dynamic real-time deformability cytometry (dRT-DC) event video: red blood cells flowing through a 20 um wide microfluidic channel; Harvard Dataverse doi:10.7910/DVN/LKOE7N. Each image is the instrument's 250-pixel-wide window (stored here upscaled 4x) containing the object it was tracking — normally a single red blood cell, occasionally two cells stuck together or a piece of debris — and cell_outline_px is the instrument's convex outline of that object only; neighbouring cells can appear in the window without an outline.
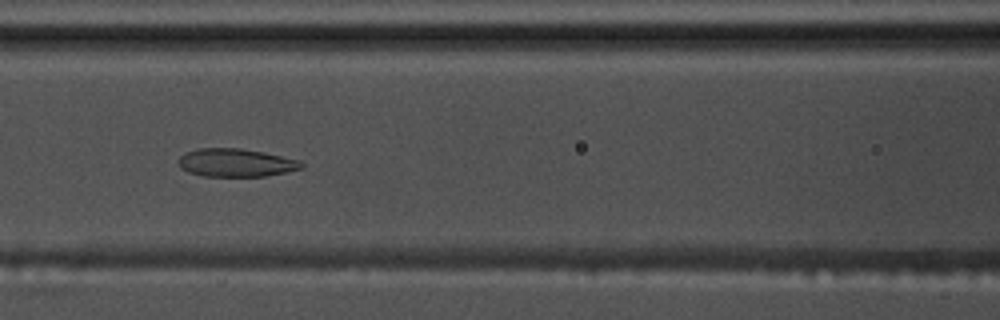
{"species": "common noctule bat (a hibernating species)", "species_latin": "Nyctalus noctula", "temperature_condition": "warm", "stored_images_in_passage": 49, "segment_of_instrument_passage": [1, 2], "camera_frame_rate_fps": 3000, "um_per_image_px": 0.085, "animal": {"sex": "male", "body_mass_g": 17.5, "forearm_length_mm": 52.3}, "frame": {"image": 1, "passage_image": 17, "time_ms": 5.333, "image_size_px": [1000, 320], "cell_outline_px": [[304, 168], [264, 176], [204, 176], [188, 172], [180, 168], [176, 160], [184, 152], [196, 148], [240, 148], [264, 152], [300, 160], [304, 164]], "centroid_in_image_um": [20.01, 13.82], "position_along_channel_um": 146.6, "area_um2": 20.35}}
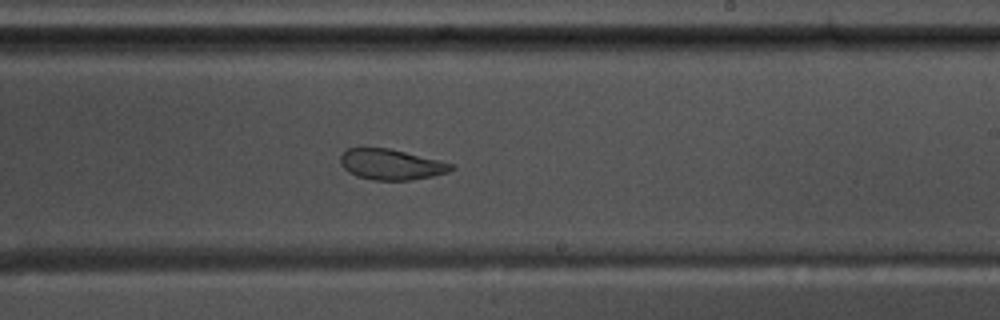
{"frame": {"image": 2, "passage_image": 26, "time_ms": 8.333, "image_size_px": [1000, 320], "cell_outline_px": [[456, 168], [448, 172], [432, 176], [412, 180], [372, 180], [356, 176], [348, 172], [340, 164], [340, 156], [348, 148], [388, 148], [440, 160], [456, 164]], "centroid_in_image_um": [33.27, 13.98], "position_along_channel_um": 255.7, "area_um2": 19.88}}
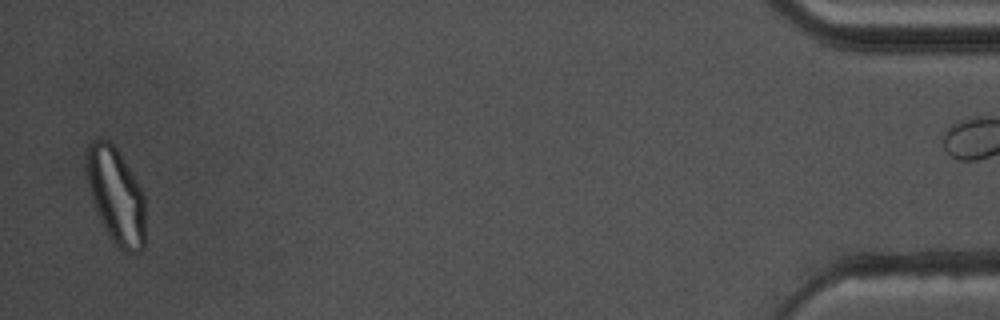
{"frame": {"image": 3, "passage_image": 47, "time_ms": 15.333, "image_size_px": [1000, 320], "cell_outline_px": [[144, 248], [140, 252], [124, 252], [112, 240], [96, 208], [88, 184], [84, 164], [88, 144], [92, 140], [108, 140], [116, 148], [132, 172], [144, 192]], "centroid_in_image_um": [9.87, 16.6], "position_along_channel_um": 425.3, "area_um2": 32.6}}